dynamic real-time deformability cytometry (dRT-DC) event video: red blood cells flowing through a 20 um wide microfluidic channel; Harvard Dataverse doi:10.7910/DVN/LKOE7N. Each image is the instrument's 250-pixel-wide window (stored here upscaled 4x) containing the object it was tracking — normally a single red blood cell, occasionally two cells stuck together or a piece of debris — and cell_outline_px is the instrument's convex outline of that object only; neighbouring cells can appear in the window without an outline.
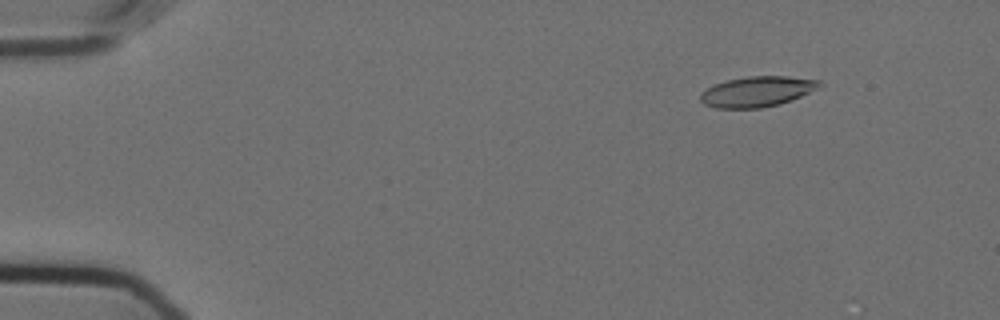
{"species": "Egyptian fruit bat (a non-hibernating species)", "species_latin": "Rousettus aegyptiacus", "temperature_condition": "cold", "stored_images_in_passage": 22, "camera_frame_rate_fps": 3000, "um_per_image_px": 0.085, "animal": {"sex": "female"}, "frame": {"image": 1, "passage_image": 7, "time_ms": 2.0, "image_size_px": [1000, 320], "cell_outline_px": [[824, 84], [800, 96], [780, 104], [760, 108], [716, 108], [704, 104], [700, 100], [700, 92], [716, 84], [728, 80], [748, 76], [788, 76], [820, 80]], "centroid_in_image_um": [64.34, 7.78], "position_along_channel_um": 20.7, "area_um2": 20.92}}
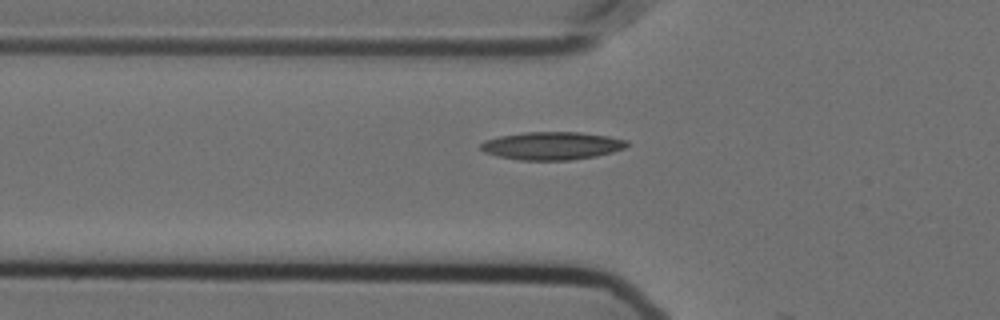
{"frame": {"image": 2, "passage_image": 20, "time_ms": 6.333, "image_size_px": [1000, 320], "cell_outline_px": [[628, 144], [624, 148], [612, 152], [596, 156], [568, 160], [520, 160], [496, 156], [484, 152], [480, 148], [480, 144], [484, 140], [500, 136], [524, 132], [580, 132], [608, 136], [628, 140]], "centroid_in_image_um": [46.89, 12.39], "position_along_channel_um": 78.9, "area_um2": 23.81}}